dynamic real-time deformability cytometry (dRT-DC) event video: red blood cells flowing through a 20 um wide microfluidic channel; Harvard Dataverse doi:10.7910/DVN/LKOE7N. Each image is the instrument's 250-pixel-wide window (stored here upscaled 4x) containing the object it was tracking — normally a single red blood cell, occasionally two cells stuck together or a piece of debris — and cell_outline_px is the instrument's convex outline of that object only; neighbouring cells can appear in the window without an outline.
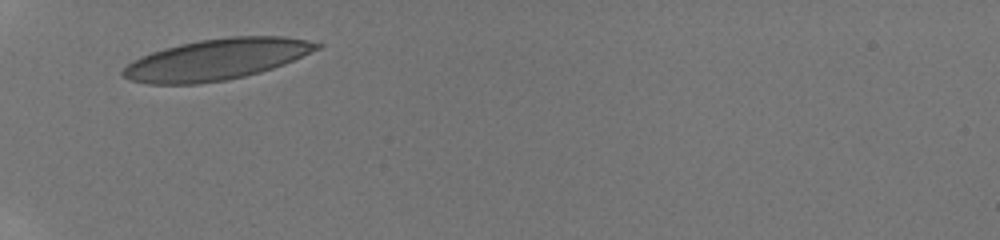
{"species": "human", "species_latin": "Homo sapiens", "temperature_condition": "room temperature", "stored_images_in_passage": 5, "camera_frame_rate_fps": 3000, "um_per_image_px": 0.085, "donor": {"sex": "male"}, "frame": {"image": 1, "passage_image": 1, "time_ms": 0.0, "image_size_px": [1000, 240], "cell_outline_px": [[324, 44], [320, 48], [284, 64], [260, 72], [228, 80], [200, 84], [148, 84], [128, 80], [120, 76], [120, 72], [132, 60], [152, 52], [180, 44], [200, 40], [228, 36], [284, 36], [308, 40]], "centroid_in_image_um": [18.38, 5.06], "position_along_channel_um": 66.6, "area_um2": 46.47}}